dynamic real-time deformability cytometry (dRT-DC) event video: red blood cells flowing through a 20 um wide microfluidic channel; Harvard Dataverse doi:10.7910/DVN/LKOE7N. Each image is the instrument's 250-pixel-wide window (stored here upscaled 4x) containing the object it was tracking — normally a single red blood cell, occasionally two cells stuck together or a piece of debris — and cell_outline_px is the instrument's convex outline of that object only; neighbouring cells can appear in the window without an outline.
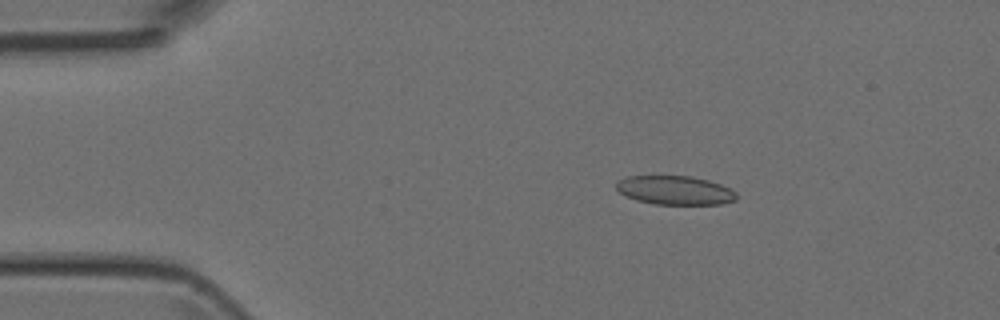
{"species": "Egyptian fruit bat (a non-hibernating species)", "species_latin": "Rousettus aegyptiacus", "temperature_condition": "room temperature", "stored_images_in_passage": 50, "camera_frame_rate_fps": 3000, "um_per_image_px": 0.085, "animal": {"sex": "female"}, "frame": {"image": 1, "passage_image": 9, "time_ms": 2.667, "image_size_px": [1000, 320], "cell_outline_px": [[736, 200], [720, 204], [656, 204], [636, 200], [620, 192], [616, 188], [616, 184], [620, 180], [628, 176], [692, 176], [708, 180], [732, 188], [736, 192]], "centroid_in_image_um": [57.41, 16.17], "position_along_channel_um": 27.6, "area_um2": 20.11}}
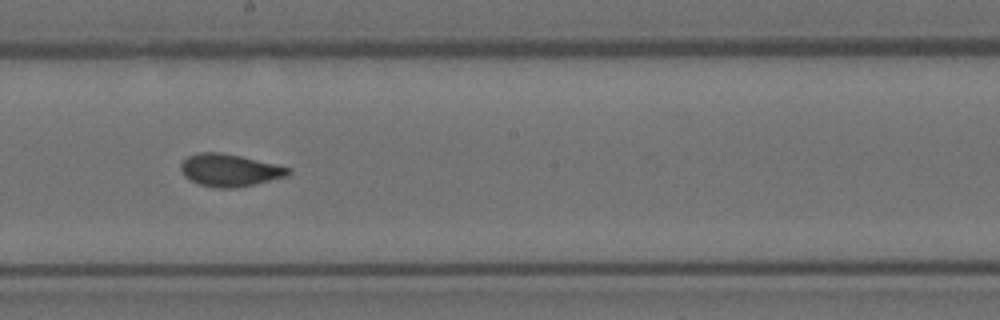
{"frame": {"image": 2, "passage_image": 28, "time_ms": 9.0, "image_size_px": [1000, 320], "cell_outline_px": [[292, 172], [288, 176], [256, 184], [236, 188], [216, 188], [200, 184], [184, 176], [180, 168], [180, 164], [188, 156], [200, 152], [220, 152], [240, 156], [292, 168]], "centroid_in_image_um": [19.55, 14.47], "position_along_channel_um": 228.7, "area_um2": 20.29}}
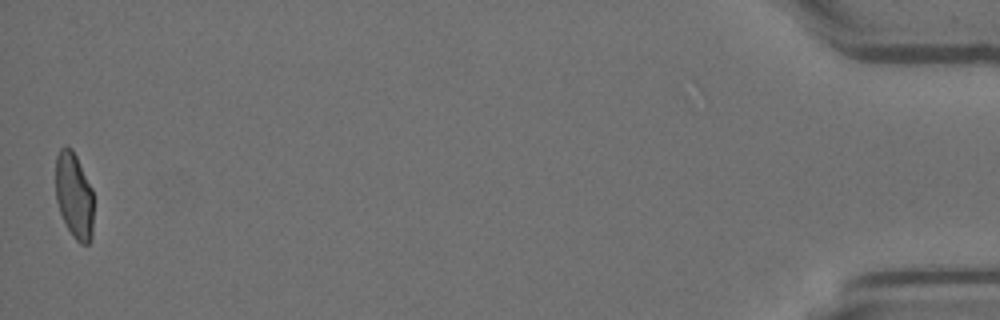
{"frame": {"image": 3, "passage_image": 50, "time_ms": 16.333, "image_size_px": [1000, 320], "cell_outline_px": [[92, 236], [88, 244], [80, 244], [72, 236], [60, 212], [56, 200], [56, 156], [60, 148], [72, 148], [92, 188]], "centroid_in_image_um": [6.29, 16.63], "position_along_channel_um": 428.9, "area_um2": 18.79}}